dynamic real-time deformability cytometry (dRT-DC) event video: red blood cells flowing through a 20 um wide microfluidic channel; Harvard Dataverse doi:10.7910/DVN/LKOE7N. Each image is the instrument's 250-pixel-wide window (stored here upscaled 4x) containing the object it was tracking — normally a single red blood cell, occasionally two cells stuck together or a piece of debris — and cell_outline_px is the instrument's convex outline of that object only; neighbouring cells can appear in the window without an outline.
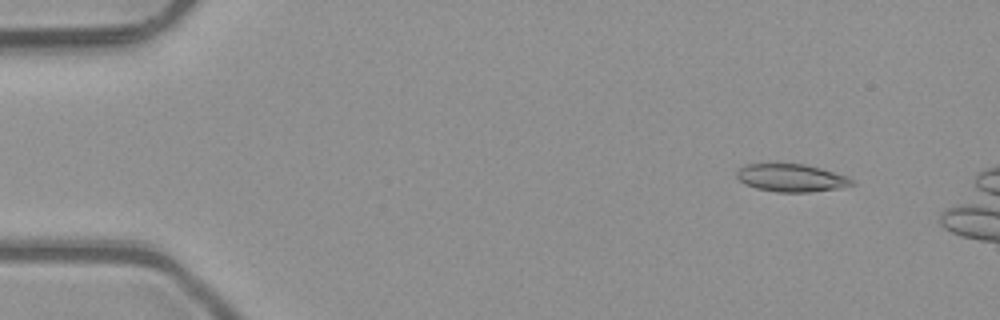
{"species": "common noctule bat (a hibernating species)", "species_latin": "Nyctalus noctula", "temperature_condition": "room temperature", "stored_images_in_passage": 3, "camera_frame_rate_fps": 3000, "um_per_image_px": 0.085, "animal": {"sex": "male", "body_mass_g": 23.1, "forearm_length_mm": 52.7}, "frame": {"image": 1, "passage_image": 1, "time_ms": 0.0, "image_size_px": [1000, 320], "cell_outline_px": [[856, 184], [840, 188], [808, 192], [776, 192], [756, 188], [744, 184], [736, 176], [736, 172], [744, 164], [804, 164], [820, 168], [848, 176]], "centroid_in_image_um": [67.26, 15.12], "position_along_channel_um": 17.7, "area_um2": 18.61}}